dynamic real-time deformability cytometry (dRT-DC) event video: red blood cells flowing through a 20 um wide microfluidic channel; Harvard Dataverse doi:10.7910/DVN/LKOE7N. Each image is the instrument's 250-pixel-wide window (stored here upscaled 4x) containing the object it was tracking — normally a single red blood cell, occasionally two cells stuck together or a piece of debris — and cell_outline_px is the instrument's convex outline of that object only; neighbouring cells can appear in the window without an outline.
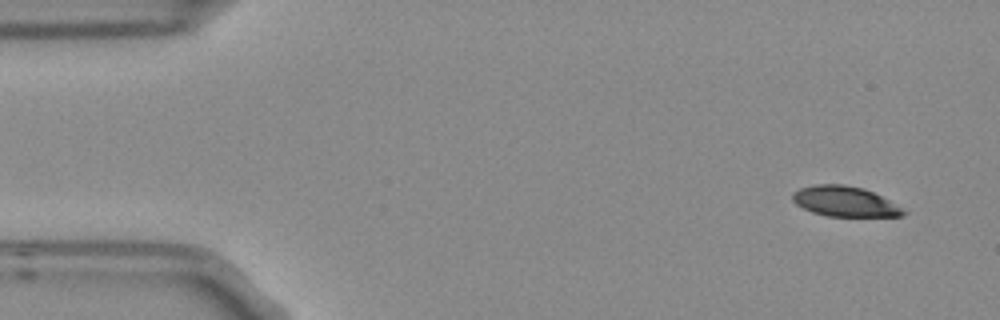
{"species": "Egyptian fruit bat (a non-hibernating species)", "species_latin": "Rousettus aegyptiacus", "temperature_condition": "room temperature", "stored_images_in_passage": 5, "segment_of_instrument_passage": [1, 2], "camera_frame_rate_fps": 3000, "um_per_image_px": 0.085, "frame": {"image": 1, "passage_image": 1, "time_ms": 0.0, "image_size_px": [1000, 320], "cell_outline_px": [[908, 212], [904, 216], [828, 216], [812, 212], [796, 204], [792, 200], [792, 192], [800, 188], [816, 184], [844, 184], [864, 188], [888, 200]], "centroid_in_image_um": [71.78, 17.12], "position_along_channel_um": 13.2, "area_um2": 19.42}}
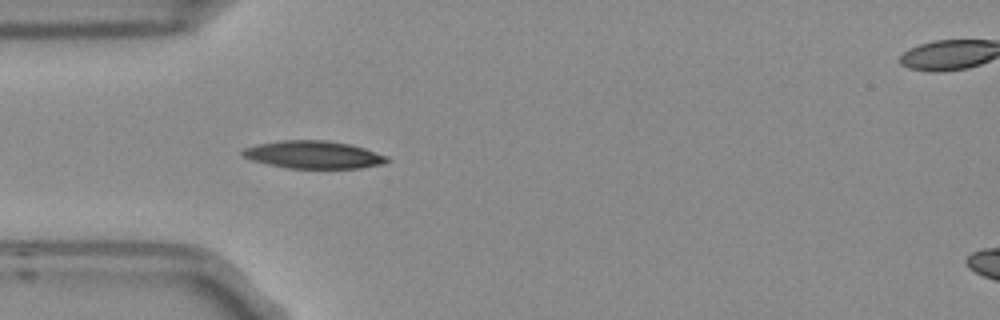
{"frame": {"image": 2, "passage_image": 4, "time_ms": 1.0, "image_size_px": [1000, 320], "cell_outline_px": [[392, 160], [384, 164], [360, 168], [288, 168], [268, 164], [252, 160], [240, 156], [240, 152], [244, 148], [260, 144], [280, 140], [324, 140], [348, 144], [364, 148], [388, 156]], "centroid_in_image_um": [26.66, 13.15], "position_along_channel_um": 58.3, "area_um2": 23.29}}